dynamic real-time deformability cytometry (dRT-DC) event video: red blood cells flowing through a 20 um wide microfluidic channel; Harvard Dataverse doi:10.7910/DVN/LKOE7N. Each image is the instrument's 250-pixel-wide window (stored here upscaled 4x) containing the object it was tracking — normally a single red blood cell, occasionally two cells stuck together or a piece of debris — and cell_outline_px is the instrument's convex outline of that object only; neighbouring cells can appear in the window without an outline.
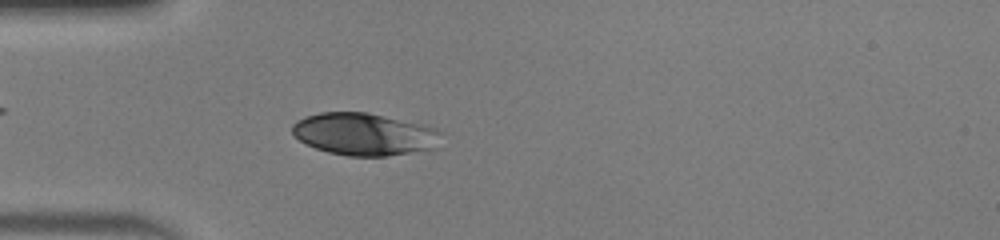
{"species": "human", "species_latin": "Homo sapiens", "temperature_condition": "warm", "stored_images_in_passage": 50, "camera_frame_rate_fps": 3000, "um_per_image_px": 0.085, "donor": {"sex": "male"}, "frame": {"image": 1, "passage_image": 15, "time_ms": 4.667, "image_size_px": [1000, 240], "cell_outline_px": [[440, 132], [432, 148], [384, 156], [348, 156], [328, 152], [316, 148], [300, 140], [292, 132], [292, 124], [296, 120], [304, 116], [320, 112], [368, 112], [424, 124], [436, 128]], "centroid_in_image_um": [30.89, 11.38], "position_along_channel_um": 54.1, "area_um2": 36.36}}
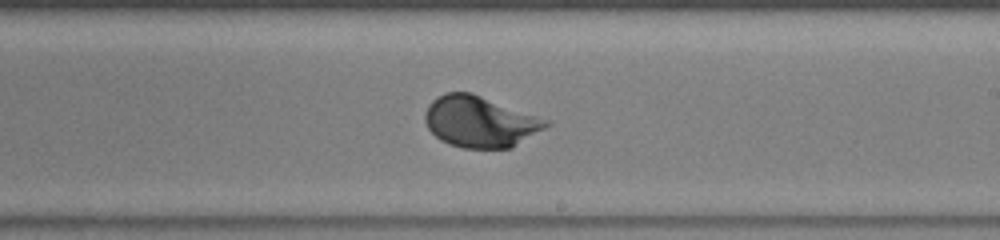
{"frame": {"image": 2, "passage_image": 30, "time_ms": 9.667, "image_size_px": [1000, 240], "cell_outline_px": [[552, 124], [512, 148], [464, 148], [448, 144], [440, 140], [428, 128], [424, 120], [424, 112], [428, 104], [436, 96], [444, 92], [472, 92], [552, 120]], "centroid_in_image_um": [40.82, 10.33], "position_along_channel_um": 248.2, "area_um2": 36.7}}
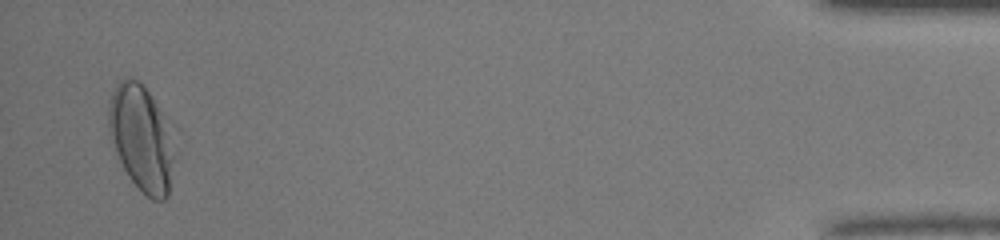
{"frame": {"image": 3, "passage_image": 49, "time_ms": 16.0, "image_size_px": [1000, 240], "cell_outline_px": [[176, 156], [168, 196], [164, 200], [152, 200], [128, 176], [108, 136], [108, 104], [112, 92], [116, 84], [124, 76], [132, 76], [148, 92], [160, 112], [176, 152]], "centroid_in_image_um": [11.99, 11.76], "position_along_channel_um": 423.2, "area_um2": 40.17}, "authors_computed_cell_mechanics": {"area_um2": 36.2117, "velocity_mm_per_s": 4.0517, "shape_relaxation_time_tau1_ms": 2.4217, "shape_relaxation_time_tau2_ms": null, "deformation_change_tau1": 0.1628, "deformation_change_tau2": null}}